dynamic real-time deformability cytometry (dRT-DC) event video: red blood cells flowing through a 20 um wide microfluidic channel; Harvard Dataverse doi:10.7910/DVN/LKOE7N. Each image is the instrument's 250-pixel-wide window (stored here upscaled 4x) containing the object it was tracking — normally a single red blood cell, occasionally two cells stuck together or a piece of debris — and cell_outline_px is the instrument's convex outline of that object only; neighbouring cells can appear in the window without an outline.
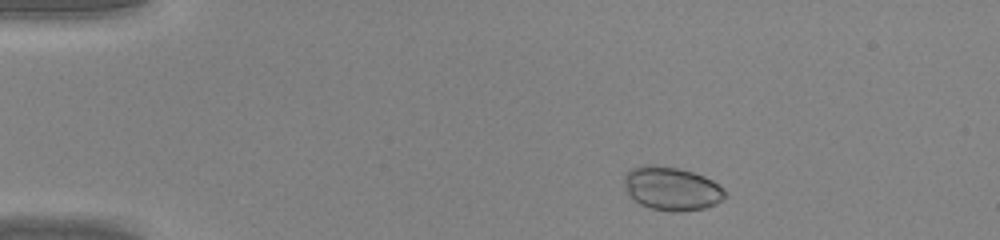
{"species": "common noctule bat (a hibernating species)", "species_latin": "Nyctalus noctula", "temperature_condition": "warm", "stored_images_in_passage": 41, "camera_frame_rate_fps": 3000, "um_per_image_px": 0.085, "animal": {"sex": "male", "body_mass_g": 20.0, "forearm_length_mm": 53.3}, "frame": {"image": 1, "passage_image": 4, "time_ms": 1.0, "image_size_px": [1000, 240], "cell_outline_px": [[728, 196], [716, 204], [704, 208], [680, 212], [676, 212], [652, 208], [640, 204], [632, 200], [628, 196], [624, 184], [624, 176], [632, 168], [676, 168], [692, 172], [704, 176], [712, 180], [724, 188]], "centroid_in_image_um": [57.14, 16.09], "position_along_channel_um": 27.9, "area_um2": 25.03}}
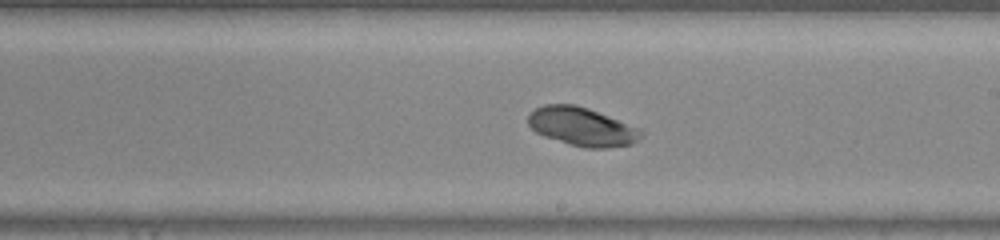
{"frame": {"image": 2, "passage_image": 23, "time_ms": 7.333, "image_size_px": [1000, 240], "cell_outline_px": [[644, 136], [640, 140], [632, 144], [608, 148], [584, 148], [544, 136], [536, 132], [528, 124], [528, 116], [536, 108], [544, 104], [576, 104], [588, 108], [640, 128], [644, 132]], "centroid_in_image_um": [49.52, 10.77], "position_along_channel_um": 239.5, "area_um2": 25.43}}
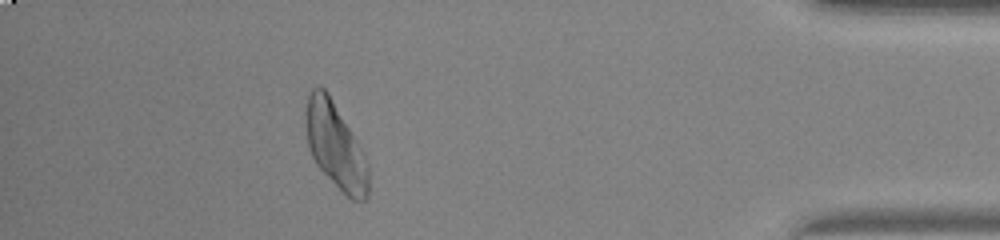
{"frame": {"image": 3, "passage_image": 37, "time_ms": 12.0, "image_size_px": [1000, 240], "cell_outline_px": [[368, 196], [360, 204], [352, 200], [316, 164], [312, 156], [308, 144], [304, 112], [308, 96], [312, 88], [316, 84], [320, 84], [328, 92], [364, 152], [368, 164]], "centroid_in_image_um": [28.51, 12.35], "position_along_channel_um": 406.7, "area_um2": 31.27}}